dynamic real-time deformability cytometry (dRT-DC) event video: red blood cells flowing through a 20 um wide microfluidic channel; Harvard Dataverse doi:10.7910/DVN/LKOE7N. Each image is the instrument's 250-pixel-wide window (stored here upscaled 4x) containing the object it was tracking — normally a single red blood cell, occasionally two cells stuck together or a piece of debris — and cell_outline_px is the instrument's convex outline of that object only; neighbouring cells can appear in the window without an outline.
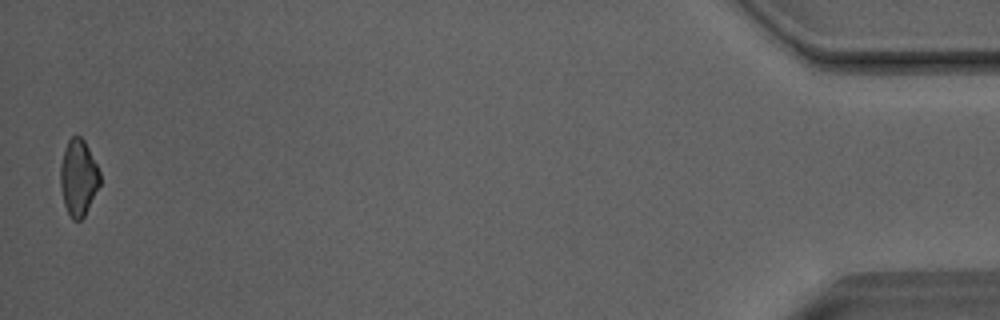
{"species": "Egyptian fruit bat (a non-hibernating species)", "species_latin": "Rousettus aegyptiacus", "temperature_condition": "room temperature", "stored_images_in_passage": 35, "camera_frame_rate_fps": 3000, "um_per_image_px": 0.085, "animal": {"sex": "male"}, "frame": {"image": 1, "passage_image": 35, "time_ms": 11.333, "image_size_px": [1000, 320], "cell_outline_px": [[100, 184], [84, 216], [80, 220], [72, 220], [64, 204], [60, 184], [60, 164], [64, 148], [68, 140], [72, 136], [80, 136], [84, 140], [100, 172]], "centroid_in_image_um": [6.65, 15.09], "position_along_channel_um": 428.6, "area_um2": 17.46}, "authors_computed_cell_mechanics": {"area_um2": 19.1318, "velocity_mm_per_s": 4.0706, "shape_relaxation_time_tau1_ms": null, "shape_relaxation_time_tau2_ms": 5.6762, "deformation_change_tau1": null, "deformation_change_tau2": 0.1893}}